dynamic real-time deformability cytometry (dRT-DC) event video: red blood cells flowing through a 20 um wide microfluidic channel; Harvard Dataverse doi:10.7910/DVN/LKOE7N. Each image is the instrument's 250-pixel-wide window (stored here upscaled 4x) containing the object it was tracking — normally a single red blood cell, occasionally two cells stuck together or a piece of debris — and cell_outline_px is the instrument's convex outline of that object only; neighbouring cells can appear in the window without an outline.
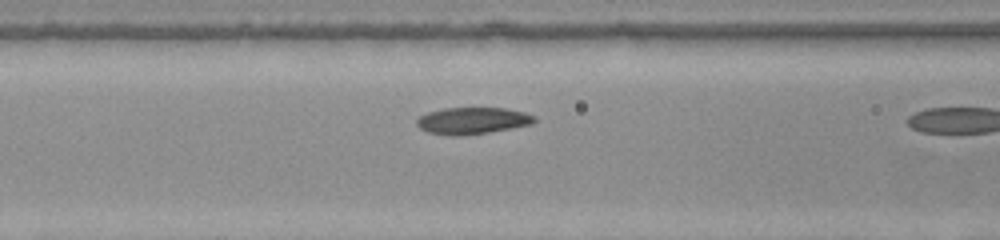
{"species": "common noctule bat (a hibernating species)", "species_latin": "Nyctalus noctula", "temperature_condition": "warm", "stored_images_in_passage": 8, "camera_frame_rate_fps": 3000, "um_per_image_px": 0.085, "animal": {"sex": "female", "body_mass_g": 22.0, "forearm_length_mm": 56.7}, "frame": {"image": 1, "passage_image": 7, "time_ms": 2.0, "image_size_px": [1000, 240], "cell_outline_px": [[536, 120], [532, 124], [488, 132], [460, 136], [452, 136], [428, 132], [420, 128], [416, 124], [416, 120], [420, 116], [428, 112], [444, 108], [504, 108], [524, 112], [536, 116]], "centroid_in_image_um": [40.15, 10.26], "position_along_channel_um": 126.5, "area_um2": 18.26}}